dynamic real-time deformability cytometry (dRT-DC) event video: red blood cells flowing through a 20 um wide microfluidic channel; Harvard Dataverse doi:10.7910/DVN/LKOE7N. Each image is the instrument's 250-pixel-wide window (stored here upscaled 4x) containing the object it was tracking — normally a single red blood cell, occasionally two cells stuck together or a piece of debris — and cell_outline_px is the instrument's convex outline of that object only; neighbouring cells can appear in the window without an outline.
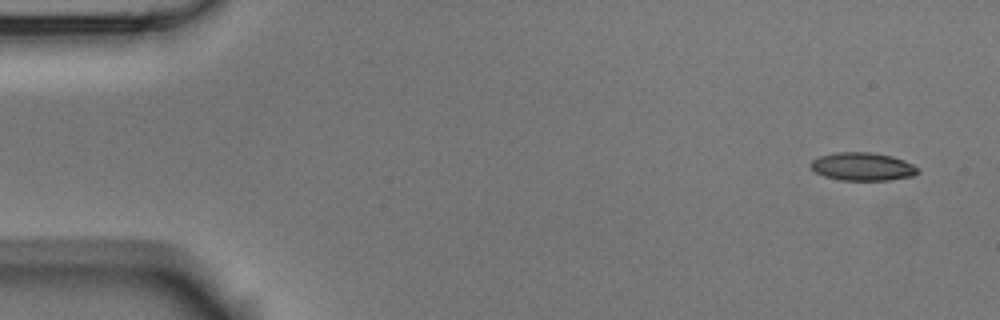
{"species": "Egyptian fruit bat (a non-hibernating species)", "species_latin": "Rousettus aegyptiacus", "temperature_condition": "room temperature", "stored_images_in_passage": 5, "camera_frame_rate_fps": 3000, "um_per_image_px": 0.085, "animal": {"sex": "male"}, "frame": {"image": 1, "passage_image": 1, "time_ms": 0.0, "image_size_px": [1000, 320], "cell_outline_px": [[920, 172], [912, 176], [888, 180], [840, 180], [824, 176], [816, 172], [808, 164], [812, 160], [820, 156], [836, 152], [872, 152], [892, 156], [904, 160], [920, 168]], "centroid_in_image_um": [73.33, 14.15], "position_along_channel_um": 11.7, "area_um2": 17.63}}
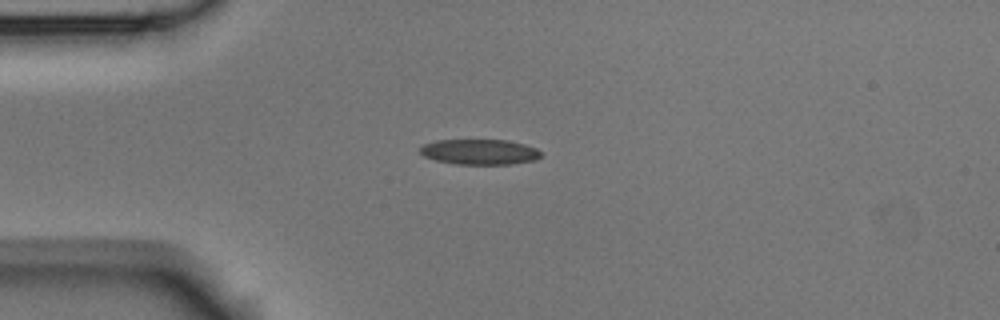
{"frame": {"image": 2, "passage_image": 4, "time_ms": 3.667, "image_size_px": [1000, 320], "cell_outline_px": [[540, 156], [536, 160], [508, 164], [456, 164], [436, 160], [424, 156], [420, 152], [420, 148], [424, 144], [436, 140], [508, 140], [524, 144], [536, 148], [540, 152]], "centroid_in_image_um": [40.76, 12.91], "position_along_channel_um": 44.2, "area_um2": 17.74}}